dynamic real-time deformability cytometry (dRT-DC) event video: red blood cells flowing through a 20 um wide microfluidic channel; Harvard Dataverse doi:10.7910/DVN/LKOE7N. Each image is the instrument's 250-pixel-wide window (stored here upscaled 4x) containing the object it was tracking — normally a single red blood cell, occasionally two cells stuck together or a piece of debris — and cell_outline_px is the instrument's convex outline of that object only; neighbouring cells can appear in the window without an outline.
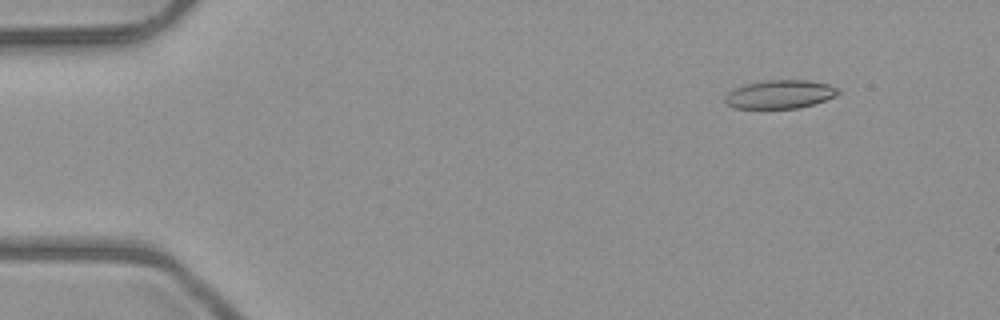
{"species": "common noctule bat (a hibernating species)", "species_latin": "Nyctalus noctula", "temperature_condition": "room temperature", "stored_images_in_passage": 4, "camera_frame_rate_fps": 3000, "um_per_image_px": 0.085, "animal": {"sex": "male", "body_mass_g": 23.1, "forearm_length_mm": 52.7}, "frame": {"image": 1, "passage_image": 1, "time_ms": 0.0, "image_size_px": [1000, 320], "cell_outline_px": [[840, 92], [836, 96], [800, 108], [736, 108], [728, 104], [724, 100], [724, 96], [728, 92], [744, 84], [768, 80], [808, 80], [828, 84], [840, 88]], "centroid_in_image_um": [66.31, 8.01], "position_along_channel_um": 18.7, "area_um2": 18.73}}
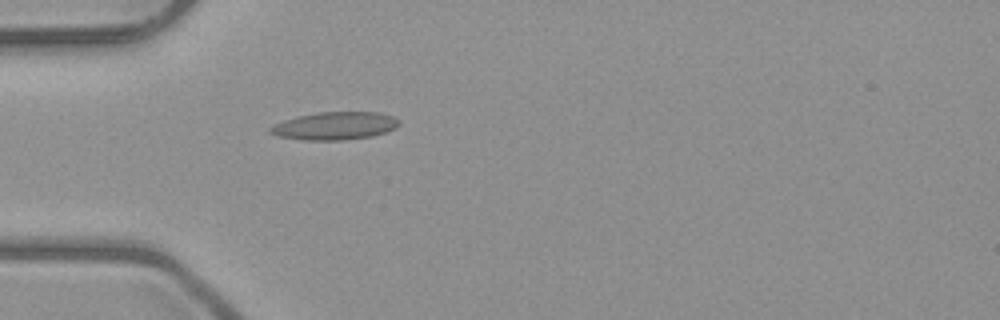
{"frame": {"image": 2, "passage_image": 4, "time_ms": 3.333, "image_size_px": [1000, 320], "cell_outline_px": [[400, 124], [396, 128], [372, 136], [344, 140], [304, 140], [280, 136], [268, 132], [268, 128], [284, 120], [296, 116], [316, 112], [380, 112], [392, 116], [400, 120]], "centroid_in_image_um": [28.47, 10.69], "position_along_channel_um": 56.5, "area_um2": 20.92}}